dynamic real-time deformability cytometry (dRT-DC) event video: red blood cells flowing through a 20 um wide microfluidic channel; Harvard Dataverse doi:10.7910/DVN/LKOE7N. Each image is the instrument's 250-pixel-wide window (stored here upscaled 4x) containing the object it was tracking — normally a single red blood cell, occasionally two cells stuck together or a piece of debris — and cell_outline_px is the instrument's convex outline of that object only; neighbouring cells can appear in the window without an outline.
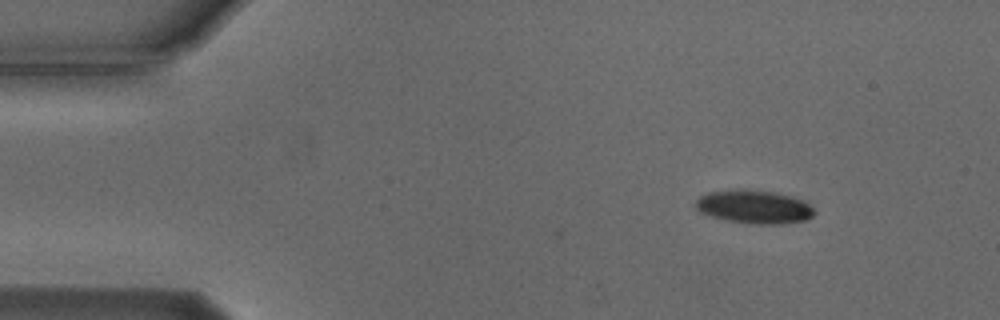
{"species": "Egyptian fruit bat (a non-hibernating species)", "species_latin": "Rousettus aegyptiacus", "temperature_condition": "cold", "stored_images_in_passage": 2, "camera_frame_rate_fps": 3000, "um_per_image_px": 0.085, "animal": {"sex": "male"}, "frame": {"image": 1, "passage_image": 2, "time_ms": 0.333, "image_size_px": [1000, 320], "cell_outline_px": [[816, 212], [812, 216], [804, 220], [780, 224], [752, 224], [728, 220], [712, 216], [700, 212], [696, 208], [696, 200], [700, 196], [708, 192], [740, 188], [776, 192], [792, 196], [808, 204]], "centroid_in_image_um": [64.08, 17.56], "position_along_channel_um": 20.9, "area_um2": 23.06}}